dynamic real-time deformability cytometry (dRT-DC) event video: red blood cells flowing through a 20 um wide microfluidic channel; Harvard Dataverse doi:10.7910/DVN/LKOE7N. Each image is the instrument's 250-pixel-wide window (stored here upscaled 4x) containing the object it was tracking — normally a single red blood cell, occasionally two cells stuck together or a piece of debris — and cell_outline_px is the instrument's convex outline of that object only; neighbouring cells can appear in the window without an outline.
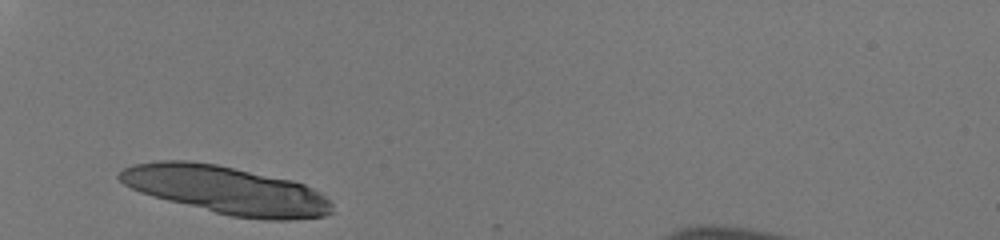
{"species": "human", "species_latin": "Homo sapiens", "temperature_condition": "room temperature", "stored_images_in_passage": 28, "segment_of_instrument_passage": [1, 2], "camera_frame_rate_fps": 3000, "um_per_image_px": 0.085, "donor": {"sex": "male"}, "frame": {"image": 1, "passage_image": 1, "time_ms": 0.0, "image_size_px": [1000, 240], "cell_outline_px": [[332, 212], [324, 216], [292, 220], [264, 220], [232, 216], [152, 196], [140, 192], [124, 184], [116, 176], [124, 168], [136, 164], [160, 160], [184, 160], [216, 164], [292, 180], [304, 184], [312, 188], [324, 196], [332, 204]], "centroid_in_image_um": [19.25, 16.16], "position_along_channel_um": 65.8, "area_um2": 58.9}}